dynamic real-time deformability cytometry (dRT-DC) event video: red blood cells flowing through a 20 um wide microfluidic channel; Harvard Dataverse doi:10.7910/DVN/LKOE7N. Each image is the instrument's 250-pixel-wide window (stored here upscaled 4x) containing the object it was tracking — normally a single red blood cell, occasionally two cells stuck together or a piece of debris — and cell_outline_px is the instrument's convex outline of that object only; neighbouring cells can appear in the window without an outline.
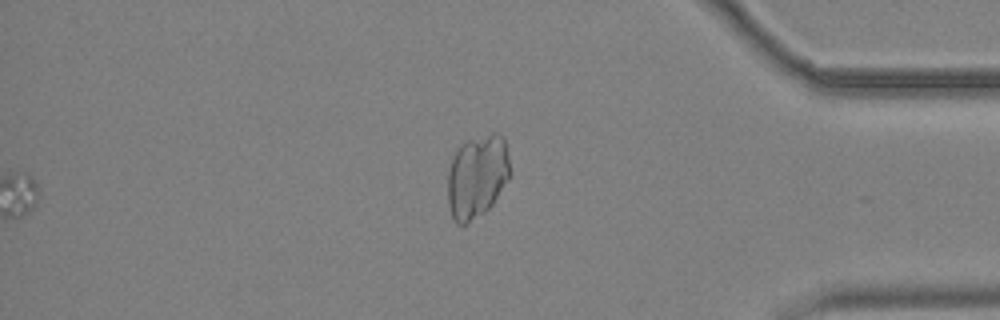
{"species": "common noctule bat (a hibernating species)", "species_latin": "Nyctalus noctula", "temperature_condition": "cold", "stored_images_in_passage": 41, "segment_of_instrument_passage": [2, 2], "camera_frame_rate_fps": 3000, "um_per_image_px": 0.085, "animal": {"sex": "male", "body_mass_g": 19.2, "forearm_length_mm": 51.8}, "frame": {"image": 1, "passage_image": 41, "time_ms": 13.333, "image_size_px": [1000, 320], "cell_outline_px": [[512, 172], [508, 180], [492, 204], [484, 212], [464, 224], [456, 224], [452, 216], [448, 204], [448, 172], [452, 160], [460, 144], [468, 140], [492, 132], [496, 132], [504, 136]], "centroid_in_image_um": [40.58, 14.96], "position_along_channel_um": 394.6, "area_um2": 30.35}}